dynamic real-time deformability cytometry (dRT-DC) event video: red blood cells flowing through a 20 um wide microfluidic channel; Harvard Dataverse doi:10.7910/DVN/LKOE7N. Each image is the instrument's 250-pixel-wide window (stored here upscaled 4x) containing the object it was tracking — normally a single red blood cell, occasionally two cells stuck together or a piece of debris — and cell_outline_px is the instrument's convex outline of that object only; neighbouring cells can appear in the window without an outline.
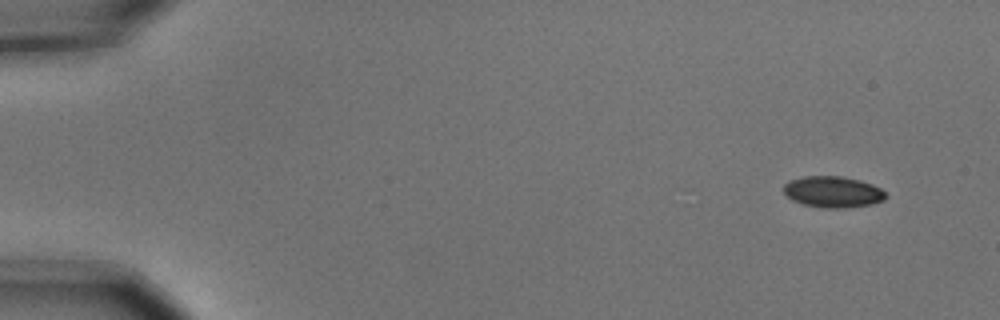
{"species": "common noctule bat (a hibernating species)", "species_latin": "Nyctalus noctula", "temperature_condition": "cold", "stored_images_in_passage": 6, "segment_of_instrument_passage": [1, 2], "camera_frame_rate_fps": 3000, "um_per_image_px": 0.085, "animal": {"sex": "male", "body_mass_g": 15.6}, "frame": {"image": 1, "passage_image": 1, "time_ms": 0.0, "image_size_px": [1000, 320], "cell_outline_px": [[888, 196], [884, 200], [872, 204], [844, 208], [820, 208], [804, 204], [792, 200], [784, 192], [784, 184], [788, 180], [804, 176], [840, 176], [860, 180], [872, 184], [880, 188]], "centroid_in_image_um": [70.8, 16.31], "position_along_channel_um": 14.2, "area_um2": 18.67}}